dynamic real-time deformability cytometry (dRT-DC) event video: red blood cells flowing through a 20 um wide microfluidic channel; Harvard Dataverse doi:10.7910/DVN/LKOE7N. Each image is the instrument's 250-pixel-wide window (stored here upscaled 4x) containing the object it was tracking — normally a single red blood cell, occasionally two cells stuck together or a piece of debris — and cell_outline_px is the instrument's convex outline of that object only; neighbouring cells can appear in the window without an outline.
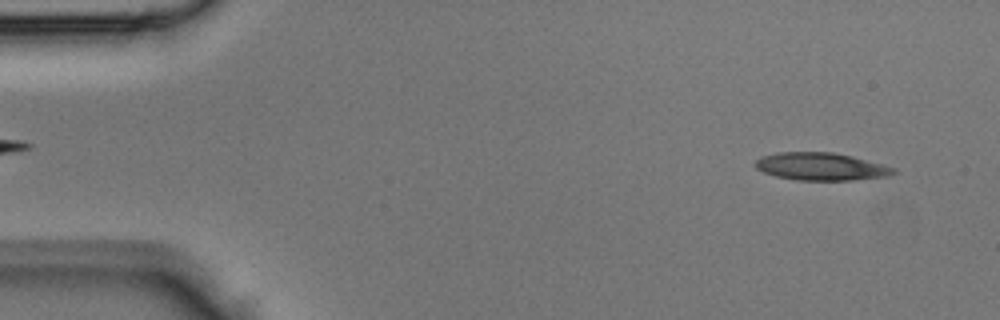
{"species": "Egyptian fruit bat (a non-hibernating species)", "species_latin": "Rousettus aegyptiacus", "temperature_condition": "room temperature", "stored_images_in_passage": 12, "camera_frame_rate_fps": 3000, "um_per_image_px": 0.085, "animal": {"sex": "male"}, "frame": {"image": 1, "passage_image": 2, "time_ms": 0.333, "image_size_px": [1000, 320], "cell_outline_px": [[896, 172], [888, 176], [852, 180], [796, 180], [776, 176], [764, 172], [756, 168], [752, 164], [760, 156], [776, 152], [832, 152], [852, 156], [896, 168]], "centroid_in_image_um": [69.74, 14.15], "position_along_channel_um": 15.3, "area_um2": 22.31}}
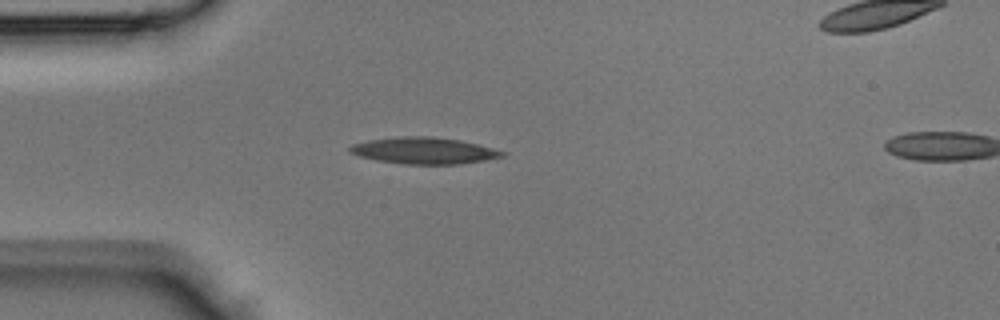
{"frame": {"image": 2, "passage_image": 10, "time_ms": 3.0, "image_size_px": [1000, 320], "cell_outline_px": [[508, 152], [504, 156], [484, 160], [460, 164], [404, 164], [376, 160], [360, 156], [348, 152], [348, 148], [352, 144], [368, 140], [400, 136], [432, 136], [460, 140]], "centroid_in_image_um": [36.02, 12.8], "position_along_channel_um": 49.0, "area_um2": 23.58}}